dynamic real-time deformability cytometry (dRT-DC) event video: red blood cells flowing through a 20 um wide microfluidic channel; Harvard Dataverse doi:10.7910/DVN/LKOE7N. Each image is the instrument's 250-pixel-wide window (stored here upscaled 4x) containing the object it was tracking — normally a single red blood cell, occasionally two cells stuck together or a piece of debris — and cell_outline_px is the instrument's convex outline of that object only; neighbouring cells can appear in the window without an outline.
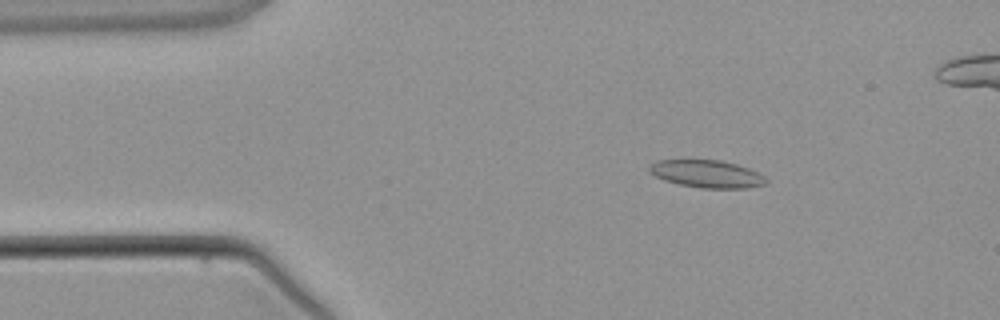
{"species": "common noctule bat (a hibernating species)", "species_latin": "Nyctalus noctula", "temperature_condition": "warm", "stored_images_in_passage": 4, "camera_frame_rate_fps": 3000, "um_per_image_px": 0.085, "animal": {"sex": "male", "body_mass_g": 21.5, "forearm_length_mm": 52.0}, "frame": {"image": 1, "passage_image": 2, "time_ms": 1.333, "image_size_px": [1000, 320], "cell_outline_px": [[768, 184], [748, 188], [700, 188], [680, 184], [664, 180], [648, 172], [648, 164], [656, 160], [720, 160], [736, 164], [748, 168], [764, 176], [768, 180]], "centroid_in_image_um": [60.07, 14.78], "position_along_channel_um": 24.9, "area_um2": 18.84}}